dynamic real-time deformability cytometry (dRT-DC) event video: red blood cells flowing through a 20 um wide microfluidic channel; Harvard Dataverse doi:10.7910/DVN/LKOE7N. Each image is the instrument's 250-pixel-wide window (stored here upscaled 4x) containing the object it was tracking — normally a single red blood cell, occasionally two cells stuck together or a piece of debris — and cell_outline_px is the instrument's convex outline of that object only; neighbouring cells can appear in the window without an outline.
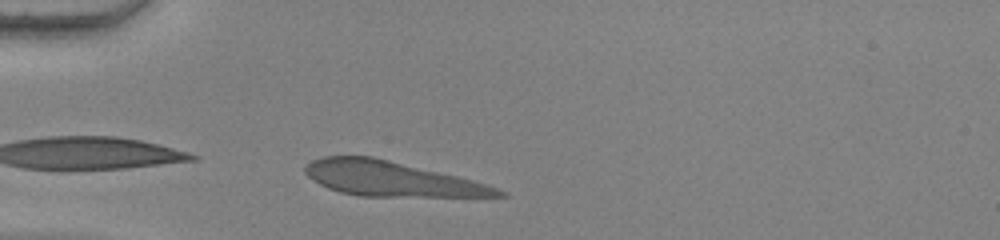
{"species": "human", "species_latin": "Homo sapiens", "temperature_condition": "warm", "stored_images_in_passage": 30, "camera_frame_rate_fps": 3000, "um_per_image_px": 0.085, "donor": {"sex": "female"}, "frame": {"image": 1, "passage_image": 1, "time_ms": 0.0, "image_size_px": [1000, 240], "cell_outline_px": [[508, 196], [360, 196], [340, 192], [328, 188], [320, 184], [308, 176], [304, 172], [304, 164], [312, 160], [324, 156], [372, 156], [456, 176], [472, 180], [508, 192]], "centroid_in_image_um": [33.18, 15.19], "position_along_channel_um": 51.8, "area_um2": 38.61}}
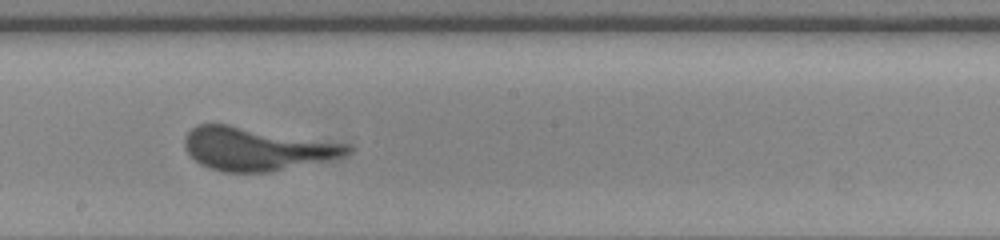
{"frame": {"image": 2, "passage_image": 16, "time_ms": 5.0, "image_size_px": [1000, 240], "cell_outline_px": [[352, 152], [340, 156], [272, 172], [224, 172], [208, 168], [200, 164], [184, 148], [184, 136], [196, 124], [228, 124], [348, 144], [352, 148]], "centroid_in_image_um": [21.74, 12.65], "position_along_channel_um": 226.5, "area_um2": 40.52}}
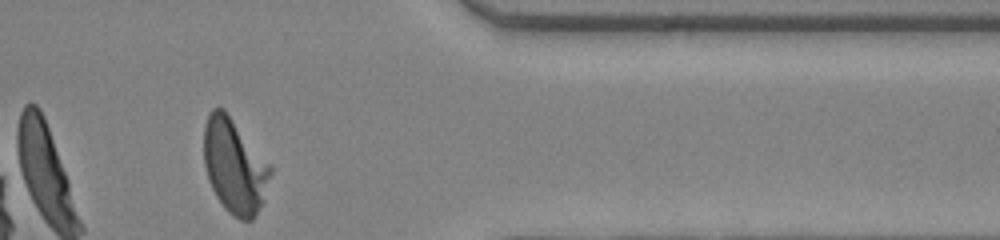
{"frame": {"image": 3, "passage_image": 30, "time_ms": 9.667, "image_size_px": [1000, 240], "cell_outline_px": [[272, 172], [264, 200], [256, 216], [252, 220], [240, 220], [232, 216], [224, 208], [216, 196], [208, 180], [204, 164], [204, 124], [208, 112], [212, 108], [224, 108], [272, 168]], "centroid_in_image_um": [19.92, 14.13], "position_along_channel_um": 391.5, "area_um2": 36.7}}